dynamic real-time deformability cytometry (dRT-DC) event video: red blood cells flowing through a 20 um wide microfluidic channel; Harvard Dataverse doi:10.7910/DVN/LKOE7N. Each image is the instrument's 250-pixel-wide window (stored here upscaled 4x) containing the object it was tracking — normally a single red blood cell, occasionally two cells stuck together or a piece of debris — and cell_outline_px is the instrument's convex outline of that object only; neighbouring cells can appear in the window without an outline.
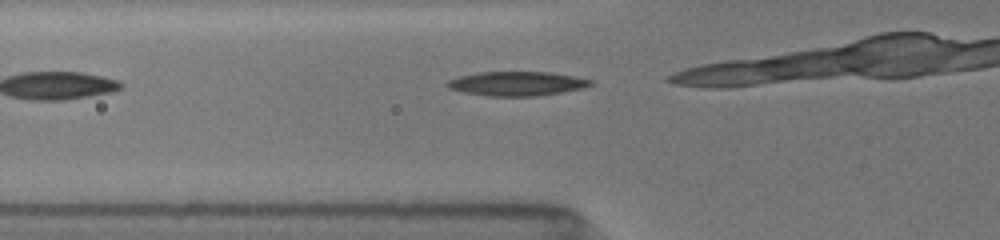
{"species": "common noctule bat (a hibernating species)", "species_latin": "Nyctalus noctula", "temperature_condition": "room temperature", "stored_images_in_passage": 5, "segment_of_instrument_passage": [2, 2], "camera_frame_rate_fps": 3000, "um_per_image_px": 0.085, "animal": {"sex": "female", "body_mass_g": 19.5, "forearm_length_mm": 54.1}, "frame": {"image": 1, "passage_image": 5, "time_ms": 2.0, "image_size_px": [1000, 240], "cell_outline_px": [[596, 80], [592, 84], [584, 88], [536, 96], [488, 96], [464, 92], [448, 88], [444, 84], [448, 80], [460, 76], [476, 72], [548, 72]], "centroid_in_image_um": [43.92, 7.1], "position_along_channel_um": 81.9, "area_um2": 20.23}}